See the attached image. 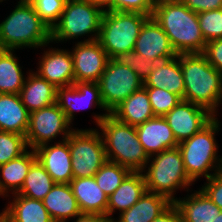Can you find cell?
Wrapping results in <instances>:
<instances>
[{
	"instance_id": "f35d334b",
	"label": "cell",
	"mask_w": 222,
	"mask_h": 222,
	"mask_svg": "<svg viewBox=\"0 0 222 222\" xmlns=\"http://www.w3.org/2000/svg\"><path fill=\"white\" fill-rule=\"evenodd\" d=\"M206 181L200 189L222 210V171Z\"/></svg>"
},
{
	"instance_id": "4dcf8cb0",
	"label": "cell",
	"mask_w": 222,
	"mask_h": 222,
	"mask_svg": "<svg viewBox=\"0 0 222 222\" xmlns=\"http://www.w3.org/2000/svg\"><path fill=\"white\" fill-rule=\"evenodd\" d=\"M55 185V181L37 159L30 167L21 190L17 193L25 197L43 200Z\"/></svg>"
},
{
	"instance_id": "f1b7e54d",
	"label": "cell",
	"mask_w": 222,
	"mask_h": 222,
	"mask_svg": "<svg viewBox=\"0 0 222 222\" xmlns=\"http://www.w3.org/2000/svg\"><path fill=\"white\" fill-rule=\"evenodd\" d=\"M11 201L2 210L11 222H54L44 207L42 200L31 199L19 194H12Z\"/></svg>"
},
{
	"instance_id": "44dd1931",
	"label": "cell",
	"mask_w": 222,
	"mask_h": 222,
	"mask_svg": "<svg viewBox=\"0 0 222 222\" xmlns=\"http://www.w3.org/2000/svg\"><path fill=\"white\" fill-rule=\"evenodd\" d=\"M143 87L166 89L183 100L185 83L179 56L157 62L149 77L144 81Z\"/></svg>"
},
{
	"instance_id": "8992f818",
	"label": "cell",
	"mask_w": 222,
	"mask_h": 222,
	"mask_svg": "<svg viewBox=\"0 0 222 222\" xmlns=\"http://www.w3.org/2000/svg\"><path fill=\"white\" fill-rule=\"evenodd\" d=\"M148 192L156 193L168 198L172 203L176 201V190L189 188L195 184L186 174L181 151L178 147L167 149L149 157L145 169L142 171Z\"/></svg>"
},
{
	"instance_id": "f546056e",
	"label": "cell",
	"mask_w": 222,
	"mask_h": 222,
	"mask_svg": "<svg viewBox=\"0 0 222 222\" xmlns=\"http://www.w3.org/2000/svg\"><path fill=\"white\" fill-rule=\"evenodd\" d=\"M15 50L0 49V94H20L26 76Z\"/></svg>"
},
{
	"instance_id": "d590c367",
	"label": "cell",
	"mask_w": 222,
	"mask_h": 222,
	"mask_svg": "<svg viewBox=\"0 0 222 222\" xmlns=\"http://www.w3.org/2000/svg\"><path fill=\"white\" fill-rule=\"evenodd\" d=\"M199 26L206 42L222 38V8L197 13Z\"/></svg>"
},
{
	"instance_id": "7a4b0ae2",
	"label": "cell",
	"mask_w": 222,
	"mask_h": 222,
	"mask_svg": "<svg viewBox=\"0 0 222 222\" xmlns=\"http://www.w3.org/2000/svg\"><path fill=\"white\" fill-rule=\"evenodd\" d=\"M93 117L98 131H101L107 160L132 172H142L149 157L139 141L135 126L122 123L110 114H94Z\"/></svg>"
},
{
	"instance_id": "74e56055",
	"label": "cell",
	"mask_w": 222,
	"mask_h": 222,
	"mask_svg": "<svg viewBox=\"0 0 222 222\" xmlns=\"http://www.w3.org/2000/svg\"><path fill=\"white\" fill-rule=\"evenodd\" d=\"M112 11L139 12L152 17L154 0H112Z\"/></svg>"
},
{
	"instance_id": "7bdbcfd3",
	"label": "cell",
	"mask_w": 222,
	"mask_h": 222,
	"mask_svg": "<svg viewBox=\"0 0 222 222\" xmlns=\"http://www.w3.org/2000/svg\"><path fill=\"white\" fill-rule=\"evenodd\" d=\"M74 222H111L106 215L81 213Z\"/></svg>"
},
{
	"instance_id": "ac0fdd59",
	"label": "cell",
	"mask_w": 222,
	"mask_h": 222,
	"mask_svg": "<svg viewBox=\"0 0 222 222\" xmlns=\"http://www.w3.org/2000/svg\"><path fill=\"white\" fill-rule=\"evenodd\" d=\"M144 151L151 157L160 152L178 147V142L162 116H155L135 127Z\"/></svg>"
},
{
	"instance_id": "d6a6232c",
	"label": "cell",
	"mask_w": 222,
	"mask_h": 222,
	"mask_svg": "<svg viewBox=\"0 0 222 222\" xmlns=\"http://www.w3.org/2000/svg\"><path fill=\"white\" fill-rule=\"evenodd\" d=\"M27 149L29 150L24 135L0 131V166L21 156Z\"/></svg>"
},
{
	"instance_id": "277c9868",
	"label": "cell",
	"mask_w": 222,
	"mask_h": 222,
	"mask_svg": "<svg viewBox=\"0 0 222 222\" xmlns=\"http://www.w3.org/2000/svg\"><path fill=\"white\" fill-rule=\"evenodd\" d=\"M152 17L162 27L176 54L203 53L206 41L197 13L183 3L154 5Z\"/></svg>"
},
{
	"instance_id": "9a60e30c",
	"label": "cell",
	"mask_w": 222,
	"mask_h": 222,
	"mask_svg": "<svg viewBox=\"0 0 222 222\" xmlns=\"http://www.w3.org/2000/svg\"><path fill=\"white\" fill-rule=\"evenodd\" d=\"M40 57L36 73L56 88L72 86L75 83L72 53L67 49L45 47Z\"/></svg>"
},
{
	"instance_id": "484cf974",
	"label": "cell",
	"mask_w": 222,
	"mask_h": 222,
	"mask_svg": "<svg viewBox=\"0 0 222 222\" xmlns=\"http://www.w3.org/2000/svg\"><path fill=\"white\" fill-rule=\"evenodd\" d=\"M110 115L122 123L135 127L155 117L144 87L121 102L110 112Z\"/></svg>"
},
{
	"instance_id": "bcb514c9",
	"label": "cell",
	"mask_w": 222,
	"mask_h": 222,
	"mask_svg": "<svg viewBox=\"0 0 222 222\" xmlns=\"http://www.w3.org/2000/svg\"><path fill=\"white\" fill-rule=\"evenodd\" d=\"M215 222H222V211L217 215V219Z\"/></svg>"
},
{
	"instance_id": "4fadbf2b",
	"label": "cell",
	"mask_w": 222,
	"mask_h": 222,
	"mask_svg": "<svg viewBox=\"0 0 222 222\" xmlns=\"http://www.w3.org/2000/svg\"><path fill=\"white\" fill-rule=\"evenodd\" d=\"M214 117L205 107L184 100L164 116L178 143L191 138Z\"/></svg>"
},
{
	"instance_id": "7402d4cb",
	"label": "cell",
	"mask_w": 222,
	"mask_h": 222,
	"mask_svg": "<svg viewBox=\"0 0 222 222\" xmlns=\"http://www.w3.org/2000/svg\"><path fill=\"white\" fill-rule=\"evenodd\" d=\"M42 201L54 222H69L82 213L70 184L55 183Z\"/></svg>"
},
{
	"instance_id": "7dc6e473",
	"label": "cell",
	"mask_w": 222,
	"mask_h": 222,
	"mask_svg": "<svg viewBox=\"0 0 222 222\" xmlns=\"http://www.w3.org/2000/svg\"><path fill=\"white\" fill-rule=\"evenodd\" d=\"M3 222H11V221H9V220L6 218V216L3 214Z\"/></svg>"
},
{
	"instance_id": "4316f807",
	"label": "cell",
	"mask_w": 222,
	"mask_h": 222,
	"mask_svg": "<svg viewBox=\"0 0 222 222\" xmlns=\"http://www.w3.org/2000/svg\"><path fill=\"white\" fill-rule=\"evenodd\" d=\"M173 203L165 196L146 191L129 209L119 213L111 222H152Z\"/></svg>"
},
{
	"instance_id": "9c48e42d",
	"label": "cell",
	"mask_w": 222,
	"mask_h": 222,
	"mask_svg": "<svg viewBox=\"0 0 222 222\" xmlns=\"http://www.w3.org/2000/svg\"><path fill=\"white\" fill-rule=\"evenodd\" d=\"M67 140L73 178L93 177L107 161L100 131L97 128H75Z\"/></svg>"
},
{
	"instance_id": "e575fe53",
	"label": "cell",
	"mask_w": 222,
	"mask_h": 222,
	"mask_svg": "<svg viewBox=\"0 0 222 222\" xmlns=\"http://www.w3.org/2000/svg\"><path fill=\"white\" fill-rule=\"evenodd\" d=\"M147 90L151 108L155 116L164 117L182 99L166 89L144 87Z\"/></svg>"
},
{
	"instance_id": "8fae6325",
	"label": "cell",
	"mask_w": 222,
	"mask_h": 222,
	"mask_svg": "<svg viewBox=\"0 0 222 222\" xmlns=\"http://www.w3.org/2000/svg\"><path fill=\"white\" fill-rule=\"evenodd\" d=\"M97 83L102 101L109 112L144 85L134 70L126 65L116 64L111 59Z\"/></svg>"
},
{
	"instance_id": "ee69618b",
	"label": "cell",
	"mask_w": 222,
	"mask_h": 222,
	"mask_svg": "<svg viewBox=\"0 0 222 222\" xmlns=\"http://www.w3.org/2000/svg\"><path fill=\"white\" fill-rule=\"evenodd\" d=\"M92 5L98 6L103 11H112V0H85Z\"/></svg>"
},
{
	"instance_id": "b9f144b4",
	"label": "cell",
	"mask_w": 222,
	"mask_h": 222,
	"mask_svg": "<svg viewBox=\"0 0 222 222\" xmlns=\"http://www.w3.org/2000/svg\"><path fill=\"white\" fill-rule=\"evenodd\" d=\"M152 222H184V221L178 207L173 203L166 211H164L160 216L155 218Z\"/></svg>"
},
{
	"instance_id": "1f68e13d",
	"label": "cell",
	"mask_w": 222,
	"mask_h": 222,
	"mask_svg": "<svg viewBox=\"0 0 222 222\" xmlns=\"http://www.w3.org/2000/svg\"><path fill=\"white\" fill-rule=\"evenodd\" d=\"M131 172L127 167L107 160L94 178L102 191L110 196Z\"/></svg>"
},
{
	"instance_id": "836d02e7",
	"label": "cell",
	"mask_w": 222,
	"mask_h": 222,
	"mask_svg": "<svg viewBox=\"0 0 222 222\" xmlns=\"http://www.w3.org/2000/svg\"><path fill=\"white\" fill-rule=\"evenodd\" d=\"M111 60L116 64L126 65L135 71L138 77L144 82L150 75L152 69L156 65V61L147 60L134 50L128 52H120L114 55Z\"/></svg>"
},
{
	"instance_id": "3957f363",
	"label": "cell",
	"mask_w": 222,
	"mask_h": 222,
	"mask_svg": "<svg viewBox=\"0 0 222 222\" xmlns=\"http://www.w3.org/2000/svg\"><path fill=\"white\" fill-rule=\"evenodd\" d=\"M17 2L0 23V49H41L51 44V29L40 19L33 4L29 0Z\"/></svg>"
},
{
	"instance_id": "ffe728a7",
	"label": "cell",
	"mask_w": 222,
	"mask_h": 222,
	"mask_svg": "<svg viewBox=\"0 0 222 222\" xmlns=\"http://www.w3.org/2000/svg\"><path fill=\"white\" fill-rule=\"evenodd\" d=\"M27 73L19 95L28 112L31 113L56 103L57 88L33 70Z\"/></svg>"
},
{
	"instance_id": "5bb4252c",
	"label": "cell",
	"mask_w": 222,
	"mask_h": 222,
	"mask_svg": "<svg viewBox=\"0 0 222 222\" xmlns=\"http://www.w3.org/2000/svg\"><path fill=\"white\" fill-rule=\"evenodd\" d=\"M71 53L75 82H98L109 60L100 42H75Z\"/></svg>"
},
{
	"instance_id": "603a6c76",
	"label": "cell",
	"mask_w": 222,
	"mask_h": 222,
	"mask_svg": "<svg viewBox=\"0 0 222 222\" xmlns=\"http://www.w3.org/2000/svg\"><path fill=\"white\" fill-rule=\"evenodd\" d=\"M37 160L34 149L0 166V197L18 193L26 179L31 165ZM11 191V192H10Z\"/></svg>"
},
{
	"instance_id": "60d3db41",
	"label": "cell",
	"mask_w": 222,
	"mask_h": 222,
	"mask_svg": "<svg viewBox=\"0 0 222 222\" xmlns=\"http://www.w3.org/2000/svg\"><path fill=\"white\" fill-rule=\"evenodd\" d=\"M183 4L195 13L222 8V0H184Z\"/></svg>"
},
{
	"instance_id": "ab89813d",
	"label": "cell",
	"mask_w": 222,
	"mask_h": 222,
	"mask_svg": "<svg viewBox=\"0 0 222 222\" xmlns=\"http://www.w3.org/2000/svg\"><path fill=\"white\" fill-rule=\"evenodd\" d=\"M202 54L222 74V38L208 41Z\"/></svg>"
},
{
	"instance_id": "e0dca14e",
	"label": "cell",
	"mask_w": 222,
	"mask_h": 222,
	"mask_svg": "<svg viewBox=\"0 0 222 222\" xmlns=\"http://www.w3.org/2000/svg\"><path fill=\"white\" fill-rule=\"evenodd\" d=\"M37 159L55 183L69 184L73 179L68 140L46 143L34 149Z\"/></svg>"
},
{
	"instance_id": "83f0119b",
	"label": "cell",
	"mask_w": 222,
	"mask_h": 222,
	"mask_svg": "<svg viewBox=\"0 0 222 222\" xmlns=\"http://www.w3.org/2000/svg\"><path fill=\"white\" fill-rule=\"evenodd\" d=\"M29 112L19 94H0V131L26 135Z\"/></svg>"
},
{
	"instance_id": "d6986e66",
	"label": "cell",
	"mask_w": 222,
	"mask_h": 222,
	"mask_svg": "<svg viewBox=\"0 0 222 222\" xmlns=\"http://www.w3.org/2000/svg\"><path fill=\"white\" fill-rule=\"evenodd\" d=\"M146 191L143 172H131L120 186L108 196L106 216L112 221L115 211L119 210V213H122L131 208Z\"/></svg>"
},
{
	"instance_id": "5b68a950",
	"label": "cell",
	"mask_w": 222,
	"mask_h": 222,
	"mask_svg": "<svg viewBox=\"0 0 222 222\" xmlns=\"http://www.w3.org/2000/svg\"><path fill=\"white\" fill-rule=\"evenodd\" d=\"M220 126L221 122L215 116L191 138L178 144L185 172L193 182L200 177L208 179L222 171V156L218 155L219 144L215 138Z\"/></svg>"
},
{
	"instance_id": "8d00e7d4",
	"label": "cell",
	"mask_w": 222,
	"mask_h": 222,
	"mask_svg": "<svg viewBox=\"0 0 222 222\" xmlns=\"http://www.w3.org/2000/svg\"><path fill=\"white\" fill-rule=\"evenodd\" d=\"M40 19L50 29L59 21L67 0H29Z\"/></svg>"
},
{
	"instance_id": "f6af8a7d",
	"label": "cell",
	"mask_w": 222,
	"mask_h": 222,
	"mask_svg": "<svg viewBox=\"0 0 222 222\" xmlns=\"http://www.w3.org/2000/svg\"><path fill=\"white\" fill-rule=\"evenodd\" d=\"M184 0H154V5H165L174 3H183Z\"/></svg>"
},
{
	"instance_id": "ba28073f",
	"label": "cell",
	"mask_w": 222,
	"mask_h": 222,
	"mask_svg": "<svg viewBox=\"0 0 222 222\" xmlns=\"http://www.w3.org/2000/svg\"><path fill=\"white\" fill-rule=\"evenodd\" d=\"M149 18L139 12L104 11L98 41L109 59L134 50L140 30Z\"/></svg>"
},
{
	"instance_id": "cb8c5ba5",
	"label": "cell",
	"mask_w": 222,
	"mask_h": 222,
	"mask_svg": "<svg viewBox=\"0 0 222 222\" xmlns=\"http://www.w3.org/2000/svg\"><path fill=\"white\" fill-rule=\"evenodd\" d=\"M70 186L82 213L106 215L108 196L93 177L73 178Z\"/></svg>"
},
{
	"instance_id": "30bf717a",
	"label": "cell",
	"mask_w": 222,
	"mask_h": 222,
	"mask_svg": "<svg viewBox=\"0 0 222 222\" xmlns=\"http://www.w3.org/2000/svg\"><path fill=\"white\" fill-rule=\"evenodd\" d=\"M66 119L65 113L57 103L29 113V126L26 132L28 148L35 149L40 145L55 142L58 136L66 140L74 130Z\"/></svg>"
},
{
	"instance_id": "c3c4849f",
	"label": "cell",
	"mask_w": 222,
	"mask_h": 222,
	"mask_svg": "<svg viewBox=\"0 0 222 222\" xmlns=\"http://www.w3.org/2000/svg\"><path fill=\"white\" fill-rule=\"evenodd\" d=\"M0 222H3V213L0 215Z\"/></svg>"
},
{
	"instance_id": "7c38bea8",
	"label": "cell",
	"mask_w": 222,
	"mask_h": 222,
	"mask_svg": "<svg viewBox=\"0 0 222 222\" xmlns=\"http://www.w3.org/2000/svg\"><path fill=\"white\" fill-rule=\"evenodd\" d=\"M56 103L72 125L77 110L97 107L104 110L105 115L110 114L102 101L97 82H75L72 86L57 88Z\"/></svg>"
},
{
	"instance_id": "d4e9b609",
	"label": "cell",
	"mask_w": 222,
	"mask_h": 222,
	"mask_svg": "<svg viewBox=\"0 0 222 222\" xmlns=\"http://www.w3.org/2000/svg\"><path fill=\"white\" fill-rule=\"evenodd\" d=\"M174 204L184 222H215L222 211L200 188L183 198L176 197Z\"/></svg>"
},
{
	"instance_id": "6da1fadb",
	"label": "cell",
	"mask_w": 222,
	"mask_h": 222,
	"mask_svg": "<svg viewBox=\"0 0 222 222\" xmlns=\"http://www.w3.org/2000/svg\"><path fill=\"white\" fill-rule=\"evenodd\" d=\"M184 77V101L198 104L217 116L222 104V74L202 53L177 54Z\"/></svg>"
},
{
	"instance_id": "52a82bcc",
	"label": "cell",
	"mask_w": 222,
	"mask_h": 222,
	"mask_svg": "<svg viewBox=\"0 0 222 222\" xmlns=\"http://www.w3.org/2000/svg\"><path fill=\"white\" fill-rule=\"evenodd\" d=\"M103 13L88 1L67 0L59 21L51 29V43H64L85 35L88 39L84 42L98 40Z\"/></svg>"
},
{
	"instance_id": "2e32d148",
	"label": "cell",
	"mask_w": 222,
	"mask_h": 222,
	"mask_svg": "<svg viewBox=\"0 0 222 222\" xmlns=\"http://www.w3.org/2000/svg\"><path fill=\"white\" fill-rule=\"evenodd\" d=\"M134 51L147 60H154L156 62L177 56L168 36L153 17H150L143 24L136 39Z\"/></svg>"
}]
</instances>
